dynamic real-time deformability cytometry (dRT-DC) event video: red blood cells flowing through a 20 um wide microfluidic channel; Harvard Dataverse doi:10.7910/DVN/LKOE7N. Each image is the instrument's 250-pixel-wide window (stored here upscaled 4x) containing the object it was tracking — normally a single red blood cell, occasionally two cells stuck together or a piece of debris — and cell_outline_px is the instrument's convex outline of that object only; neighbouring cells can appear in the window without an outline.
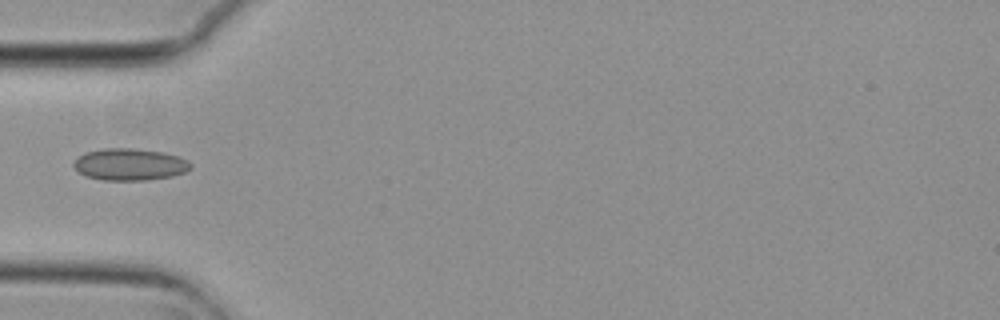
{"species": "common noctule bat (a hibernating species)", "species_latin": "Nyctalus noctula", "temperature_condition": "cold", "stored_images_in_passage": 2, "camera_frame_rate_fps": 3000, "um_per_image_px": 0.085, "animal": {"sex": "female", "body_mass_g": 29.2, "forearm_length_mm": 56.3}, "frame": {"image": 1, "passage_image": 2, "time_ms": 0.333, "image_size_px": [1000, 320], "cell_outline_px": [[192, 168], [184, 172], [172, 176], [148, 180], [104, 180], [88, 176], [80, 172], [72, 164], [84, 152], [104, 148], [136, 148], [164, 152], [188, 160], [192, 164]], "centroid_in_image_um": [11.06, 13.96], "position_along_channel_um": 73.9, "area_um2": 21.68}}